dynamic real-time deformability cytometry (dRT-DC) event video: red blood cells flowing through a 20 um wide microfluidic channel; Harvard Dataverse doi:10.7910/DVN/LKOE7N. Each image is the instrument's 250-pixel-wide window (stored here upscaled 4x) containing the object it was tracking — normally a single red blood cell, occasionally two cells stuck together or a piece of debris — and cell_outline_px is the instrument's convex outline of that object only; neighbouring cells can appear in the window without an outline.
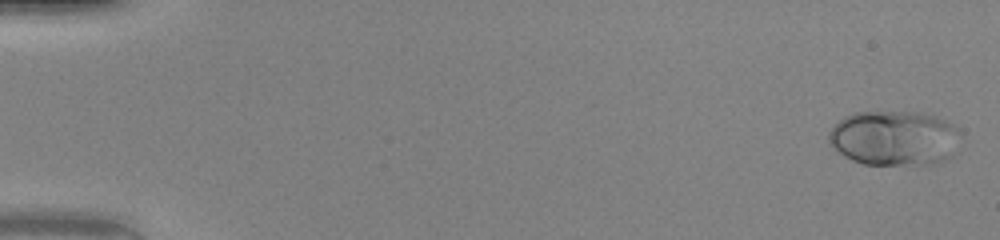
{"species": "human", "species_latin": "Homo sapiens", "temperature_condition": "warm", "stored_images_in_passage": 51, "camera_frame_rate_fps": 3000, "um_per_image_px": 0.085, "donor": {"sex": "female"}, "frame": {"image": 1, "passage_image": 2, "time_ms": 0.333, "image_size_px": [1000, 240], "cell_outline_px": [[960, 136], [956, 152], [952, 156], [940, 164], [864, 164], [852, 160], [844, 156], [828, 144], [828, 132], [844, 116], [852, 112], [924, 112], [936, 116], [956, 124]], "centroid_in_image_um": [76.05, 11.73], "position_along_channel_um": 8.9, "area_um2": 42.89}}
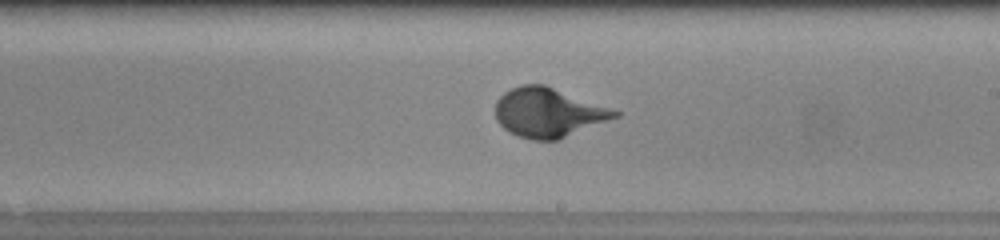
{"frame": {"image": 2, "passage_image": 31, "time_ms": 10.0, "image_size_px": [1000, 240], "cell_outline_px": [[620, 116], [560, 140], [532, 140], [508, 132], [496, 120], [496, 100], [504, 92], [520, 84], [544, 84], [620, 112]], "centroid_in_image_um": [46.59, 9.58], "position_along_channel_um": 242.4, "area_um2": 34.22}}
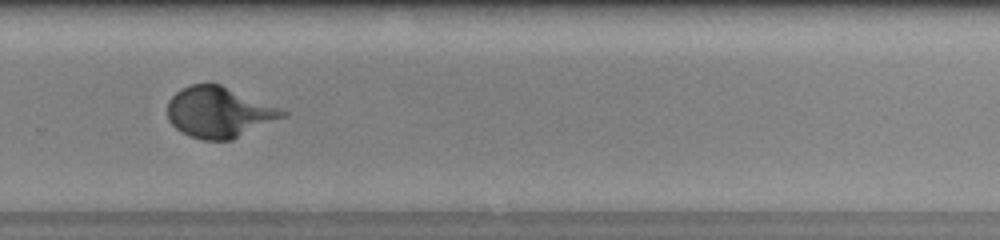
{"frame": {"image": 3, "passage_image": 36, "time_ms": 11.667, "image_size_px": [1000, 240], "cell_outline_px": [[288, 112], [284, 116], [232, 140], [204, 140], [192, 136], [176, 128], [168, 120], [168, 100], [176, 92], [192, 84], [220, 84], [284, 108]], "centroid_in_image_um": [18.64, 9.53], "position_along_channel_um": 311.2, "area_um2": 33.81}}